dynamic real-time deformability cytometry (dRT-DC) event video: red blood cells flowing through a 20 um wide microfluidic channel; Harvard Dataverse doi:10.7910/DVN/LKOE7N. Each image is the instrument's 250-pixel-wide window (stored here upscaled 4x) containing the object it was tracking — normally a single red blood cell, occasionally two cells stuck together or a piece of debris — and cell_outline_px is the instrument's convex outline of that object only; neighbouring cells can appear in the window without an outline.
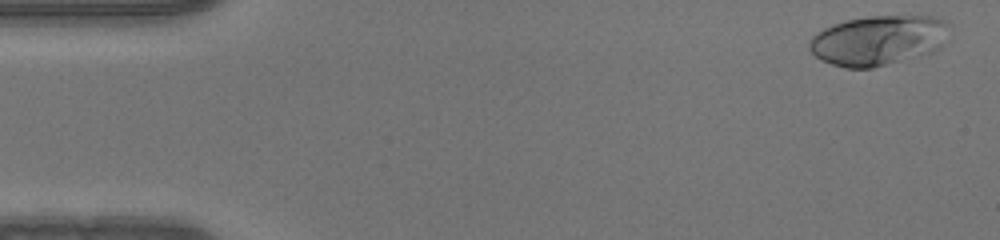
{"species": "human", "species_latin": "Homo sapiens", "temperature_condition": "warm", "stored_images_in_passage": 50, "camera_frame_rate_fps": 3000, "um_per_image_px": 0.085, "donor": {"sex": "male"}, "frame": {"image": 1, "passage_image": 2, "time_ms": 0.333, "image_size_px": [1000, 240], "cell_outline_px": [[952, 24], [940, 44], [932, 52], [872, 68], [844, 68], [820, 60], [808, 48], [808, 44], [812, 36], [816, 32], [832, 24], [848, 20], [868, 16], [932, 16], [944, 20]], "centroid_in_image_um": [74.61, 3.42], "position_along_channel_um": 10.4, "area_um2": 40.52}}
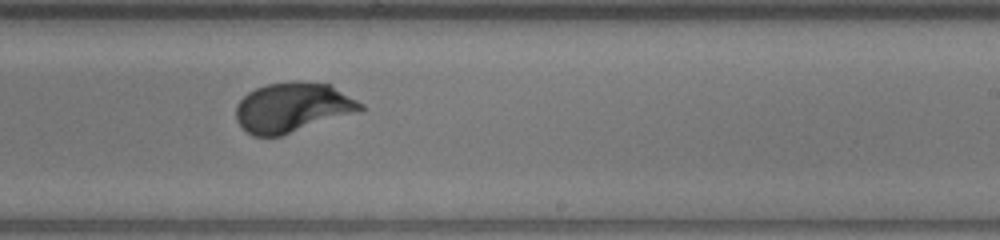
{"frame": {"image": 2, "passage_image": 30, "time_ms": 9.667, "image_size_px": [1000, 240], "cell_outline_px": [[364, 108], [360, 112], [280, 136], [252, 136], [236, 120], [236, 104], [248, 92], [256, 88], [268, 84], [296, 80], [328, 84], [364, 104]], "centroid_in_image_um": [24.87, 9.13], "position_along_channel_um": 264.1, "area_um2": 36.01}}
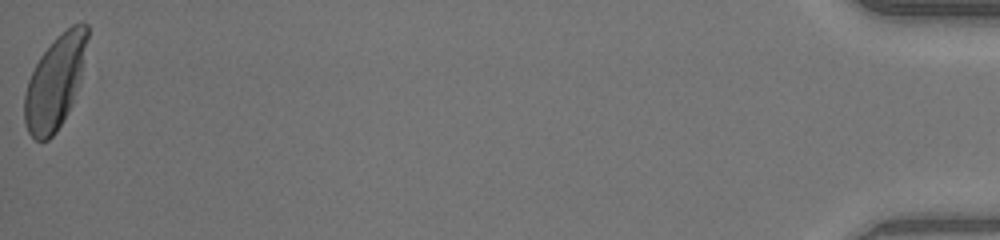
{"frame": {"image": 3, "passage_image": 50, "time_ms": 16.333, "image_size_px": [1000, 240], "cell_outline_px": [[88, 36], [80, 84], [72, 104], [68, 112], [56, 132], [48, 140], [36, 140], [28, 132], [24, 120], [24, 96], [28, 80], [40, 56], [72, 24], [88, 24]], "centroid_in_image_um": [4.69, 7.04], "position_along_channel_um": 430.5, "area_um2": 33.64}}